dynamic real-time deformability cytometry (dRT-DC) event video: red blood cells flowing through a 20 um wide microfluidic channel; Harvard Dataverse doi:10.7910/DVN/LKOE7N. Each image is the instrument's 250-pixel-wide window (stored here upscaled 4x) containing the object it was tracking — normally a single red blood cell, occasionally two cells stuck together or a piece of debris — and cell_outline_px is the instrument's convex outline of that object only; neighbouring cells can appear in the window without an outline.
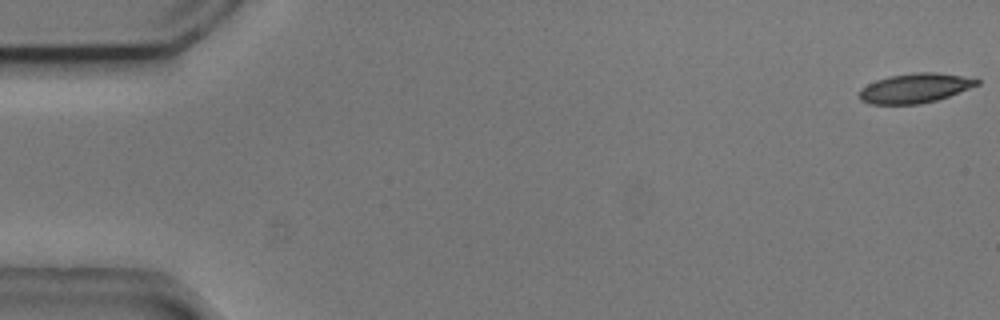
{"species": "common noctule bat (a hibernating species)", "species_latin": "Nyctalus noctula", "temperature_condition": "cold", "stored_images_in_passage": 6, "camera_frame_rate_fps": 3000, "um_per_image_px": 0.085, "animal": {"sex": "male", "body_mass_g": 20.5, "forearm_length_mm": 52.5}, "frame": {"image": 1, "passage_image": 1, "time_ms": 0.0, "image_size_px": [1000, 320], "cell_outline_px": [[980, 84], [948, 96], [936, 100], [920, 104], [872, 104], [860, 100], [860, 88], [876, 80], [888, 76], [916, 72], [936, 72], [960, 76], [980, 80]], "centroid_in_image_um": [77.75, 7.49], "position_along_channel_um": 7.3, "area_um2": 20.06}}
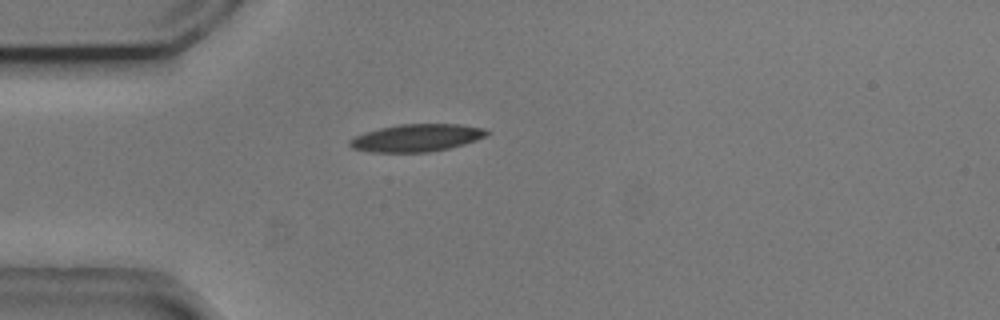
{"frame": {"image": 2, "passage_image": 5, "time_ms": 1.333, "image_size_px": [1000, 320], "cell_outline_px": [[492, 132], [476, 140], [464, 144], [448, 148], [428, 152], [368, 152], [352, 148], [348, 144], [348, 140], [364, 132], [380, 128], [400, 124], [460, 124], [484, 128]], "centroid_in_image_um": [35.4, 11.71], "position_along_channel_um": 49.6, "area_um2": 21.96}}